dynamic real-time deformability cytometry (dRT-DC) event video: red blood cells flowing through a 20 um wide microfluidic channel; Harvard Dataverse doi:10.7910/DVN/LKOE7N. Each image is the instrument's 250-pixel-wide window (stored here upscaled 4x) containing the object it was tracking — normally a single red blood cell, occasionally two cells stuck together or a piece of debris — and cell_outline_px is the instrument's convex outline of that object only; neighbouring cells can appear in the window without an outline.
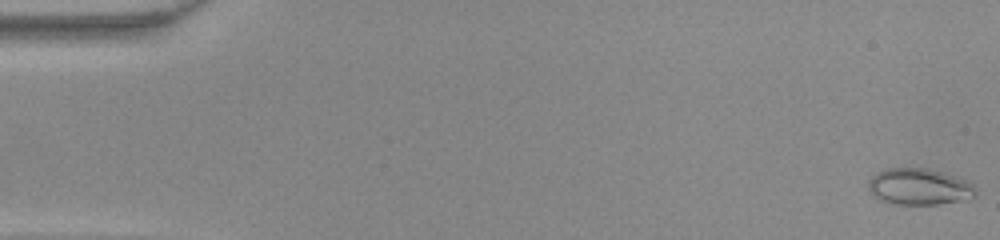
{"species": "common noctule bat (a hibernating species)", "species_latin": "Nyctalus noctula", "temperature_condition": "warm", "stored_images_in_passage": 6, "camera_frame_rate_fps": 3000, "um_per_image_px": 0.085, "animal": {"sex": "female", "body_mass_g": 22.0, "forearm_length_mm": 56.7}, "frame": {"image": 1, "passage_image": 1, "time_ms": 0.0, "image_size_px": [1000, 240], "cell_outline_px": [[976, 196], [936, 204], [892, 204], [876, 196], [868, 188], [868, 180], [876, 172], [884, 168], [928, 168], [956, 176], [968, 180], [976, 188]], "centroid_in_image_um": [78.12, 15.84], "position_along_channel_um": 6.9, "area_um2": 22.6}}